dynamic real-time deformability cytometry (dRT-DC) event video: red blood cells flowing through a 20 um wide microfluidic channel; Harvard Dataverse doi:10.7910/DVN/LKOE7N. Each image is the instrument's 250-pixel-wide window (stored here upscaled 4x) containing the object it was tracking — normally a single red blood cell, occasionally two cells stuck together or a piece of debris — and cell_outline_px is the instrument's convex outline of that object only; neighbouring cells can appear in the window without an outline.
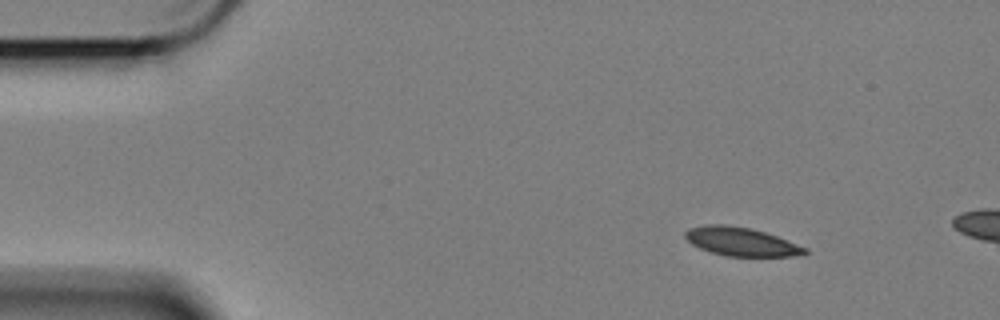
{"species": "Egyptian fruit bat (a non-hibernating species)", "species_latin": "Rousettus aegyptiacus", "temperature_condition": "cold", "stored_images_in_passage": 7, "camera_frame_rate_fps": 3000, "um_per_image_px": 0.085, "animal": {"sex": "female"}, "frame": {"image": 1, "passage_image": 1, "time_ms": 0.0, "image_size_px": [1000, 320], "cell_outline_px": [[808, 252], [804, 256], [724, 256], [700, 248], [692, 244], [684, 236], [684, 232], [688, 228], [704, 224], [724, 224], [752, 228], [776, 236], [808, 248]], "centroid_in_image_um": [63.0, 20.53], "position_along_channel_um": 22.0, "area_um2": 20.06}}